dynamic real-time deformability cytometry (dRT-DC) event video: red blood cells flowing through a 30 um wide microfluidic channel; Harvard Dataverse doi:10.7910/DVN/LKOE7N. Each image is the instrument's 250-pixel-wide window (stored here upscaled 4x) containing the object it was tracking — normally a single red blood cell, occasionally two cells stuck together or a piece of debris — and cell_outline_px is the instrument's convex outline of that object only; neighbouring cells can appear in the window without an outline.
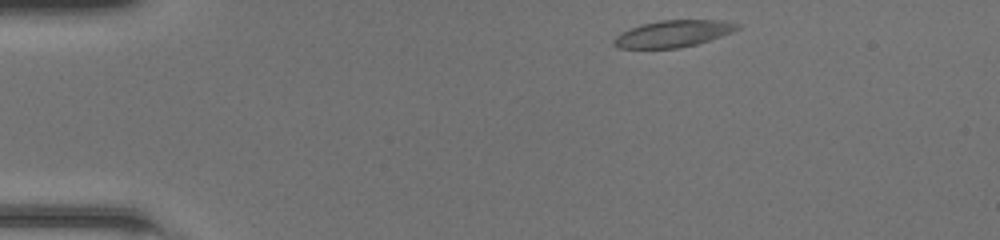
{"species": "common noctule bat (a hibernating species)", "species_latin": "Nyctalus noctula", "temperature_condition": "room temperature", "stored_images_in_passage": 41, "camera_frame_rate_fps": 3000, "um_per_image_px": 0.085, "animal": {"sex": "female", "body_mass_g": 20.0, "forearm_length_mm": 54.0}, "frame": {"image": 1, "passage_image": 1, "time_ms": 0.0, "image_size_px": [1000, 240], "cell_outline_px": [[740, 28], [732, 32], [696, 44], [680, 48], [616, 48], [612, 44], [612, 40], [620, 32], [640, 24], [660, 20], [720, 20], [740, 24]], "centroid_in_image_um": [57.16, 2.86], "position_along_channel_um": 27.8, "area_um2": 19.31}}
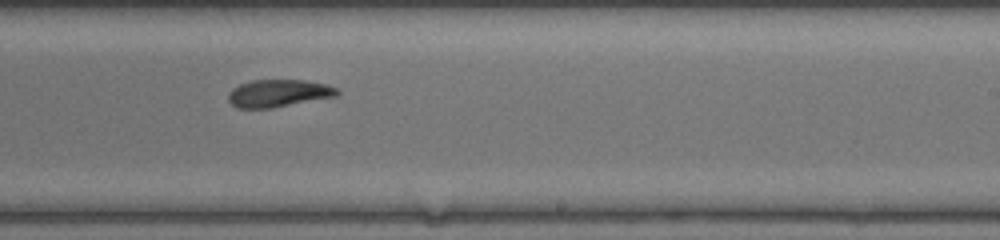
{"frame": {"image": 2, "passage_image": 23, "time_ms": 7.333, "image_size_px": [1000, 240], "cell_outline_px": [[340, 92], [336, 96], [272, 108], [236, 108], [228, 100], [228, 92], [232, 88], [240, 84], [252, 80], [304, 80], [324, 84], [336, 88]], "centroid_in_image_um": [23.63, 7.93], "position_along_channel_um": 265.4, "area_um2": 17.34}}
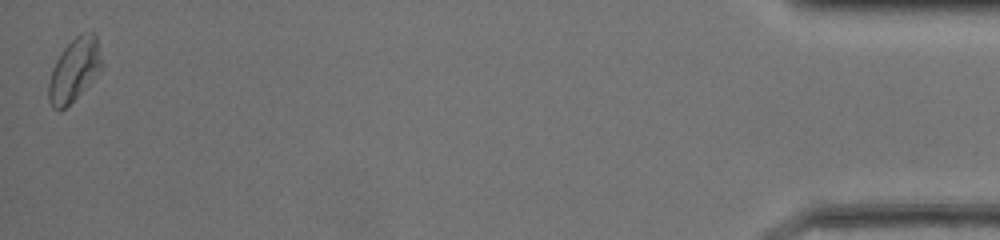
{"frame": {"image": 3, "passage_image": 41, "time_ms": 13.333, "image_size_px": [1000, 240], "cell_outline_px": [[104, 64], [96, 76], [60, 112], [52, 108], [48, 100], [48, 84], [52, 68], [56, 60], [64, 48], [80, 32], [96, 32], [104, 60]], "centroid_in_image_um": [6.34, 5.9], "position_along_channel_um": 428.9, "area_um2": 19.71}, "authors_computed_cell_mechanics": {"area_um2": 18.6694, "velocity_mm_per_s": 4.251, "shape_relaxation_time_tau1_ms": 3.1587, "shape_relaxation_time_tau2_ms": 4.0667, "deformation_change_tau1": 0.1181, "deformation_change_tau2": 0.0928}}